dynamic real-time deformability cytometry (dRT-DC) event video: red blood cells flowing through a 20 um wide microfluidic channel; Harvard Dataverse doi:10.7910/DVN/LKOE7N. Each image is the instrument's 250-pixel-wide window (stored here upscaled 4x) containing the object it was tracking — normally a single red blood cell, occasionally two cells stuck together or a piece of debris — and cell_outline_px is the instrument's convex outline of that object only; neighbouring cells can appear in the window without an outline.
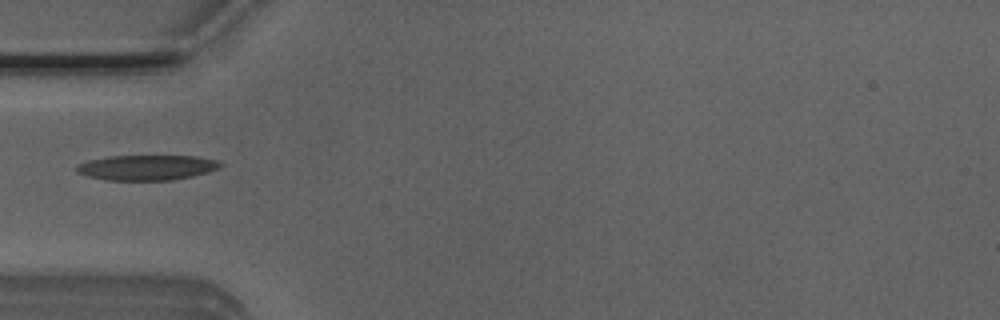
{"species": "Egyptian fruit bat (a non-hibernating species)", "species_latin": "Rousettus aegyptiacus", "temperature_condition": "room temperature", "stored_images_in_passage": 8, "camera_frame_rate_fps": 3000, "um_per_image_px": 0.085, "animal": {"sex": "male"}, "frame": {"image": 1, "passage_image": 1, "time_ms": 0.0, "image_size_px": [1000, 320], "cell_outline_px": [[224, 164], [220, 168], [208, 172], [192, 176], [172, 180], [108, 180], [88, 176], [76, 172], [76, 164], [88, 160], [108, 156], [196, 156], [216, 160]], "centroid_in_image_um": [12.47, 14.24], "position_along_channel_um": 72.5, "area_um2": 21.15}}